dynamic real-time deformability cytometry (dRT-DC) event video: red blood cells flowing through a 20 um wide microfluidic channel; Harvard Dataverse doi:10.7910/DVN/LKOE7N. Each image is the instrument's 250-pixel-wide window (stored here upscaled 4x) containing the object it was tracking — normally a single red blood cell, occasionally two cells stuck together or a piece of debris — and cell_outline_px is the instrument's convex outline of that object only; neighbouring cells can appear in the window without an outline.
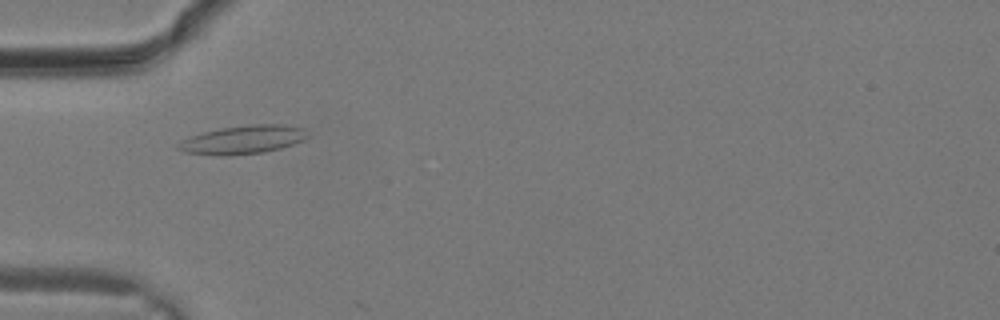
{"species": "common noctule bat (a hibernating species)", "species_latin": "Nyctalus noctula", "temperature_condition": "warm", "stored_images_in_passage": 2, "camera_frame_rate_fps": 3000, "um_per_image_px": 0.085, "animal": {"sex": "male", "body_mass_g": 19.2, "forearm_length_mm": 51.8}, "frame": {"image": 1, "passage_image": 1, "time_ms": 0.0, "image_size_px": [1000, 320], "cell_outline_px": [[308, 136], [304, 140], [280, 148], [264, 152], [228, 156], [220, 156], [184, 152], [176, 148], [176, 144], [192, 136], [204, 132], [220, 128], [252, 124], [284, 124], [304, 128]], "centroid_in_image_um": [20.66, 11.88], "position_along_channel_um": 64.3, "area_um2": 21.44}}